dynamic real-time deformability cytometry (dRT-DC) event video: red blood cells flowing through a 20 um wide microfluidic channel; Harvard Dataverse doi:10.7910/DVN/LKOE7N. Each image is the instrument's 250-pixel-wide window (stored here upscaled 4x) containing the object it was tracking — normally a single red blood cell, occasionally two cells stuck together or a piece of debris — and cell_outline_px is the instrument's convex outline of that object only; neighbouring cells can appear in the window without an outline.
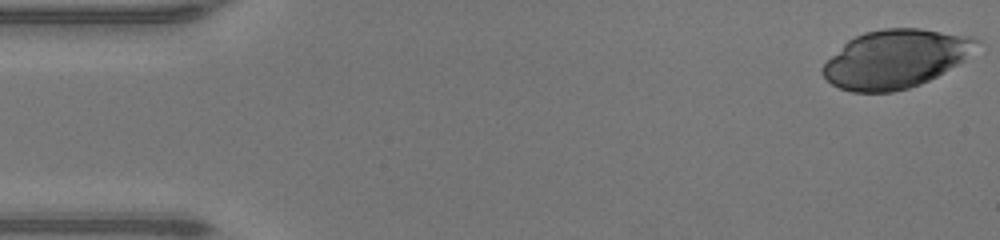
{"species": "human", "species_latin": "Homo sapiens", "temperature_condition": "warm", "stored_images_in_passage": 47, "camera_frame_rate_fps": 3000, "um_per_image_px": 0.085, "donor": {"sex": "male"}, "frame": {"image": 1, "passage_image": 1, "time_ms": 0.0, "image_size_px": [1000, 240], "cell_outline_px": [[980, 40], [964, 60], [936, 76], [920, 84], [908, 88], [892, 92], [852, 92], [840, 88], [832, 84], [820, 72], [820, 68], [848, 40], [864, 32], [884, 28], [920, 28], [972, 36]], "centroid_in_image_um": [76.1, 5.0], "position_along_channel_um": 8.9, "area_um2": 51.85}}
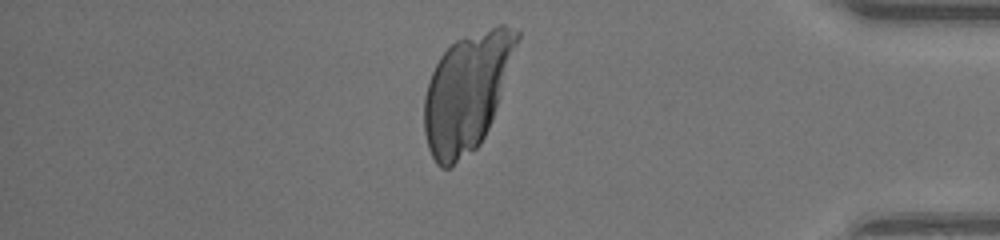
{"frame": {"image": 2, "passage_image": 40, "time_ms": 13.0, "image_size_px": [1000, 240], "cell_outline_px": [[520, 36], [500, 96], [488, 128], [480, 144], [476, 148], [448, 168], [440, 168], [436, 164], [428, 148], [424, 132], [424, 96], [428, 80], [440, 56], [456, 40], [496, 24], [504, 24], [520, 32]], "centroid_in_image_um": [39.66, 7.82], "position_along_channel_um": 395.5, "area_um2": 63.0}}
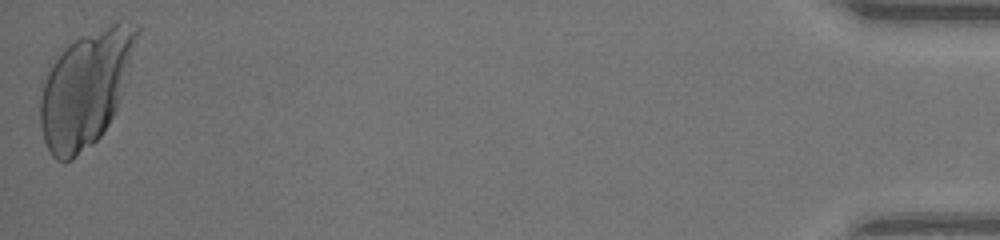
{"frame": {"image": 3, "passage_image": 47, "time_ms": 15.333, "image_size_px": [1000, 240], "cell_outline_px": [[140, 32], [124, 88], [116, 108], [104, 132], [92, 144], [72, 160], [64, 164], [56, 160], [52, 156], [44, 140], [40, 124], [40, 100], [44, 84], [48, 72], [52, 64], [64, 48], [68, 44], [84, 36], [120, 20], [132, 20], [140, 24]], "centroid_in_image_um": [7.31, 7.52], "position_along_channel_um": 427.9, "area_um2": 64.62}}